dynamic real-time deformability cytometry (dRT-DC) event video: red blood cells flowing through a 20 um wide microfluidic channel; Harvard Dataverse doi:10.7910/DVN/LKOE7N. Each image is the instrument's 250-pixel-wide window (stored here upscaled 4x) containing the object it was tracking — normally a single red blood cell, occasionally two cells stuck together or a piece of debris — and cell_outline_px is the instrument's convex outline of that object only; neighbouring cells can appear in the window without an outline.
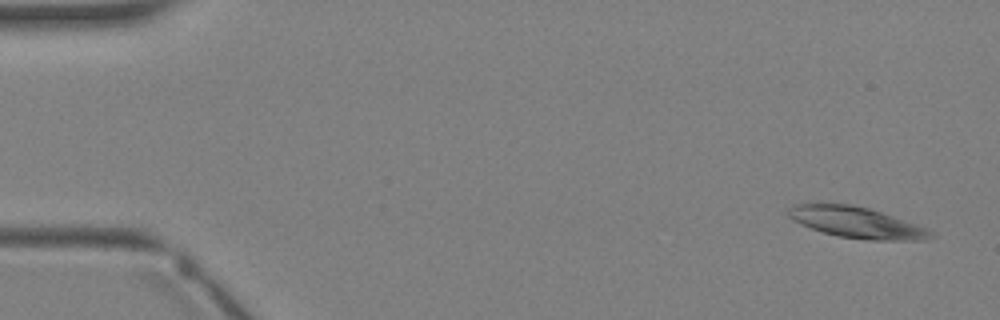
{"species": "Egyptian fruit bat (a non-hibernating species)", "species_latin": "Rousettus aegyptiacus", "temperature_condition": "warm", "stored_images_in_passage": 3, "camera_frame_rate_fps": 3000, "um_per_image_px": 0.085, "animal": {"sex": "female"}, "frame": {"image": 1, "passage_image": 3, "time_ms": 3.333, "image_size_px": [1000, 320], "cell_outline_px": [[936, 236], [928, 240], [868, 240], [840, 236], [824, 232], [800, 224], [792, 220], [788, 216], [788, 208], [792, 204], [820, 200], [848, 204], [868, 208], [916, 224], [932, 232]], "centroid_in_image_um": [72.71, 18.86], "position_along_channel_um": 12.3, "area_um2": 26.18}}